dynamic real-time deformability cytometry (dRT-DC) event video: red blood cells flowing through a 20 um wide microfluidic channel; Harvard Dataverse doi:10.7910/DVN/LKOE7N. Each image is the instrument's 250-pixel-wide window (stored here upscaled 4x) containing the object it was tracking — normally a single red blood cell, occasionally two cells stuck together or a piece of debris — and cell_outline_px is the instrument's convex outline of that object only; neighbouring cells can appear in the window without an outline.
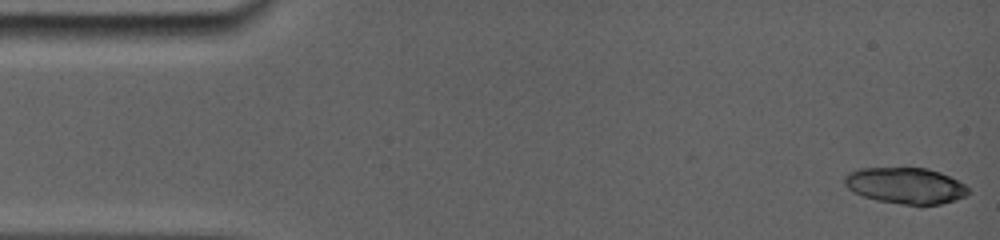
{"species": "common noctule bat (a hibernating species)", "species_latin": "Nyctalus noctula", "temperature_condition": "room temperature", "stored_images_in_passage": 5, "camera_frame_rate_fps": 5000, "um_per_image_px": 0.085, "animal": {"sex": "female", "body_mass_g": 19.0, "forearm_length_mm": 56.7}, "frame": {"image": 1, "passage_image": 1, "time_ms": 0.0, "image_size_px": [1000, 240], "cell_outline_px": [[968, 192], [964, 196], [956, 200], [940, 204], [920, 208], [876, 200], [864, 196], [848, 188], [844, 180], [852, 172], [864, 168], [924, 168], [940, 172], [964, 184], [968, 188]], "centroid_in_image_um": [77.03, 15.82], "position_along_channel_um": 8.0, "area_um2": 26.07}}
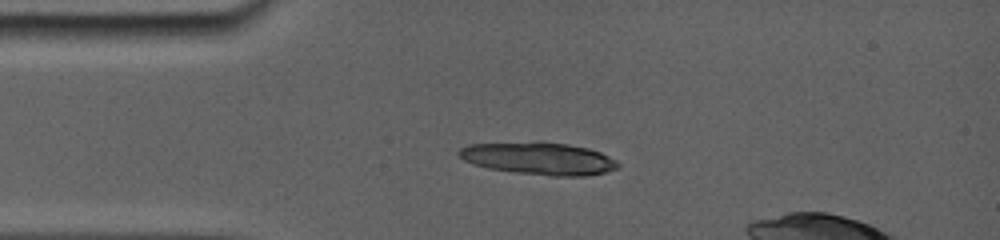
{"frame": {"image": 2, "passage_image": 5, "time_ms": 3.4, "image_size_px": [1000, 240], "cell_outline_px": [[620, 164], [616, 168], [604, 172], [584, 176], [552, 176], [516, 172], [488, 168], [464, 160], [460, 156], [460, 148], [472, 144], [564, 144], [584, 148], [600, 152]], "centroid_in_image_um": [45.83, 13.52], "position_along_channel_um": 39.2, "area_um2": 28.38}}